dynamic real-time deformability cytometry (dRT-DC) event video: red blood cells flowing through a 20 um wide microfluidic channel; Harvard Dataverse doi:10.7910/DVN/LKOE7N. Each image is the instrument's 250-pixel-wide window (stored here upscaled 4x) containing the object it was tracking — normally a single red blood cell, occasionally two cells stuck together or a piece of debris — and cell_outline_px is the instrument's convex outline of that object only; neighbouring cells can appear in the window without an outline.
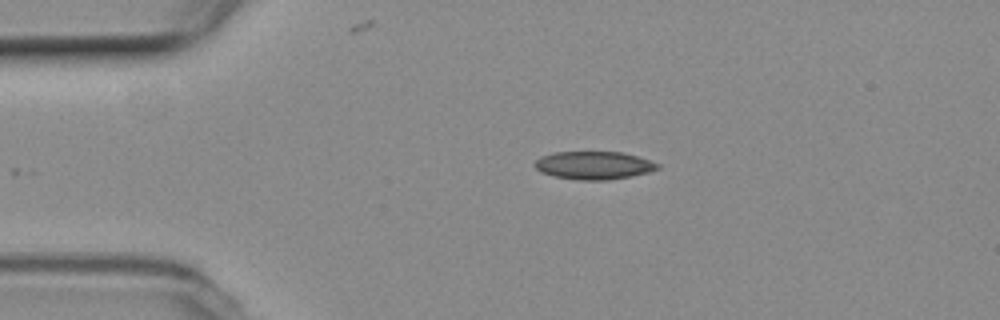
{"species": "common noctule bat (a hibernating species)", "species_latin": "Nyctalus noctula", "temperature_condition": "room temperature", "stored_images_in_passage": 31, "camera_frame_rate_fps": 3000, "um_per_image_px": 0.085, "animal": {"sex": "female", "body_mass_g": 19.3, "forearm_length_mm": 54.1}, "frame": {"image": 1, "passage_image": 1, "time_ms": 0.0, "image_size_px": [1000, 320], "cell_outline_px": [[660, 168], [648, 172], [632, 176], [604, 180], [580, 180], [556, 176], [540, 172], [532, 164], [540, 156], [556, 152], [624, 152], [660, 164]], "centroid_in_image_um": [50.46, 14.05], "position_along_channel_um": 34.5, "area_um2": 19.94}}
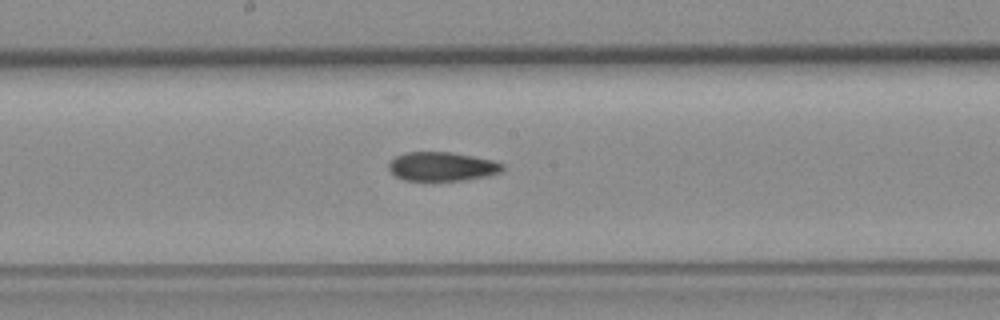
{"frame": {"image": 2, "passage_image": 18, "time_ms": 5.667, "image_size_px": [1000, 320], "cell_outline_px": [[504, 168], [500, 172], [488, 176], [464, 180], [404, 180], [396, 176], [388, 168], [388, 164], [396, 156], [408, 152], [452, 152], [492, 160], [504, 164]], "centroid_in_image_um": [37.59, 14.15], "position_along_channel_um": 210.6, "area_um2": 19.07}}
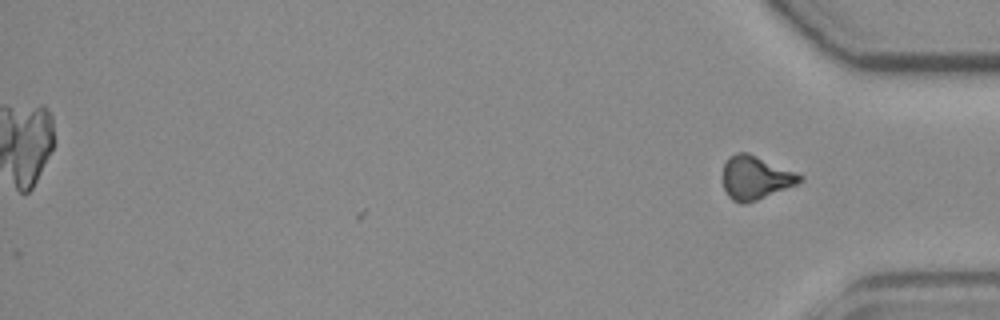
{"frame": {"image": 3, "passage_image": 31, "time_ms": 10.0, "image_size_px": [1000, 320], "cell_outline_px": [[804, 180], [796, 184], [756, 200], [744, 204], [740, 204], [732, 200], [728, 196], [724, 188], [724, 164], [728, 156], [736, 152], [748, 152], [804, 176]], "centroid_in_image_um": [64.2, 15.09], "position_along_channel_um": 371.0, "area_um2": 19.31}, "authors_computed_cell_mechanics": {"area_um2": 19.7676, "velocity_mm_per_s": 3.7585, "shape_relaxation_time_tau1_ms": null, "shape_relaxation_time_tau2_ms": 8.9754, "deformation_change_tau1": null, "deformation_change_tau2": 0.1799}}